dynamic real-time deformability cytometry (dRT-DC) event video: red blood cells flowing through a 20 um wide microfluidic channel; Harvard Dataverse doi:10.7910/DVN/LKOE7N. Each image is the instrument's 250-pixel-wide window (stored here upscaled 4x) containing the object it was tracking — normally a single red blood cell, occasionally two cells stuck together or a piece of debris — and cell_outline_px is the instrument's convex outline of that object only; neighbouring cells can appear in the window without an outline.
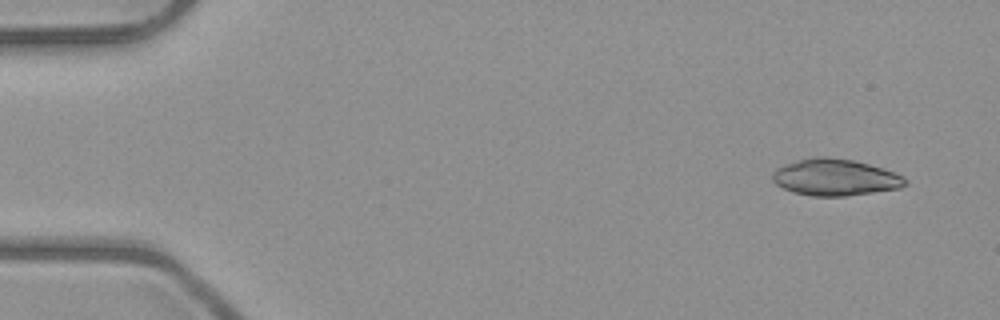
{"species": "common noctule bat (a hibernating species)", "species_latin": "Nyctalus noctula", "temperature_condition": "room temperature", "stored_images_in_passage": 5, "camera_frame_rate_fps": 3000, "um_per_image_px": 0.085, "animal": {"sex": "male", "body_mass_g": 23.1, "forearm_length_mm": 52.7}, "frame": {"image": 1, "passage_image": 1, "time_ms": 0.0, "image_size_px": [1000, 320], "cell_outline_px": [[908, 184], [900, 188], [844, 196], [812, 196], [792, 192], [776, 184], [772, 180], [772, 172], [776, 168], [784, 164], [816, 156], [824, 156], [852, 160], [868, 164], [904, 176], [908, 180]], "centroid_in_image_um": [70.97, 15.08], "position_along_channel_um": 14.0, "area_um2": 28.21}}
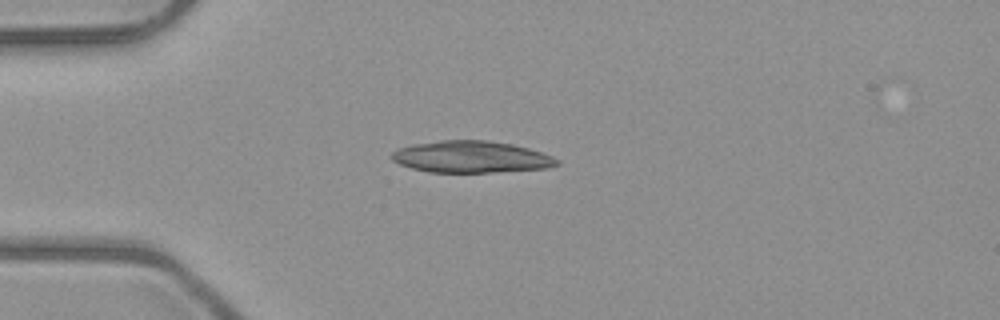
{"frame": {"image": 2, "passage_image": 4, "time_ms": 3.333, "image_size_px": [1000, 320], "cell_outline_px": [[560, 164], [548, 168], [496, 172], [428, 172], [412, 168], [400, 164], [392, 160], [388, 156], [396, 148], [412, 144], [440, 140], [488, 140], [512, 144], [528, 148], [552, 156], [560, 160]], "centroid_in_image_um": [40.02, 13.33], "position_along_channel_um": 45.0, "area_um2": 30.81}}